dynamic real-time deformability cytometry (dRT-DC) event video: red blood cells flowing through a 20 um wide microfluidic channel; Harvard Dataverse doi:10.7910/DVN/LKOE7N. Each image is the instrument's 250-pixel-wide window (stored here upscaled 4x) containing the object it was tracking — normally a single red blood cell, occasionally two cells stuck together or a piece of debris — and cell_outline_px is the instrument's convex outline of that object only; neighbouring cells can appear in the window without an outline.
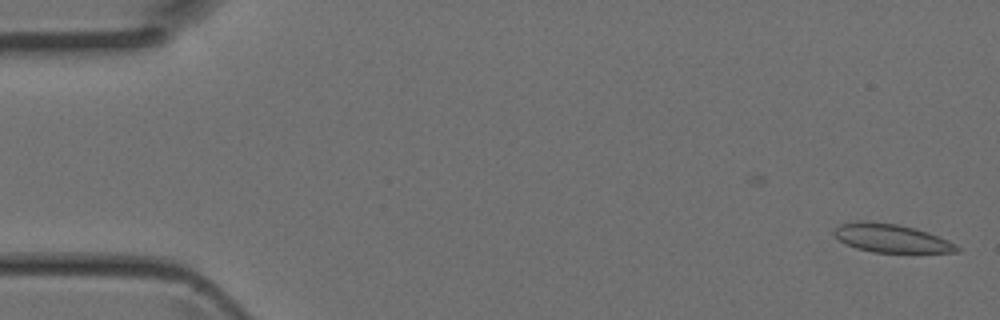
{"species": "Egyptian fruit bat (a non-hibernating species)", "species_latin": "Rousettus aegyptiacus", "temperature_condition": "room temperature", "stored_images_in_passage": 2, "camera_frame_rate_fps": 3000, "um_per_image_px": 0.085, "animal": {"sex": "female"}, "frame": {"image": 1, "passage_image": 2, "time_ms": 0.333, "image_size_px": [1000, 320], "cell_outline_px": [[960, 252], [872, 252], [856, 248], [844, 244], [832, 232], [840, 224], [864, 220], [896, 224], [916, 228], [928, 232], [948, 240], [956, 244], [960, 248]], "centroid_in_image_um": [75.76, 20.24], "position_along_channel_um": 9.2, "area_um2": 20.29}}